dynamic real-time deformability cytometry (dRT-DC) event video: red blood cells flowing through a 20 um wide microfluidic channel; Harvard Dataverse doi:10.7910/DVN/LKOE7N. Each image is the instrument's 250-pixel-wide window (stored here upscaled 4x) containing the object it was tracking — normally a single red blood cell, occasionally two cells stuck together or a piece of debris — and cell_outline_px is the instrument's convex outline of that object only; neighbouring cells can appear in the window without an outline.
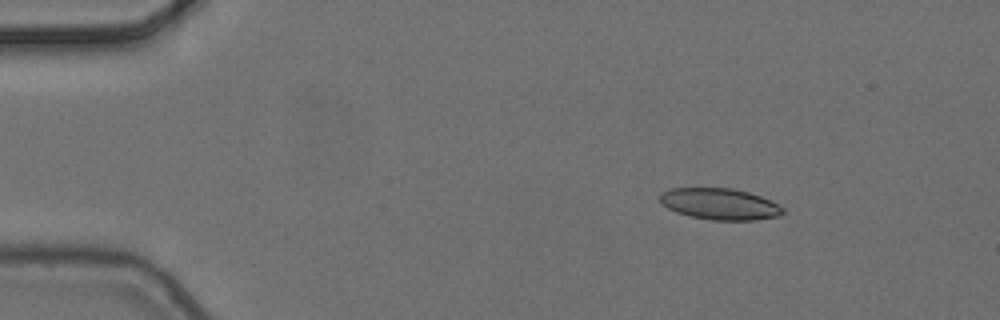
{"species": "common noctule bat (a hibernating species)", "species_latin": "Nyctalus noctula", "temperature_condition": "cold", "stored_images_in_passage": 4, "camera_frame_rate_fps": 3000, "um_per_image_px": 0.085, "animal": {"sex": "female", "body_mass_g": 24.6, "forearm_length_mm": 56.2}, "frame": {"image": 1, "passage_image": 1, "time_ms": 0.0, "image_size_px": [1000, 320], "cell_outline_px": [[784, 212], [780, 216], [756, 220], [712, 220], [688, 216], [676, 212], [660, 204], [660, 196], [664, 192], [672, 188], [732, 188], [748, 192], [760, 196], [784, 208]], "centroid_in_image_um": [61.17, 17.35], "position_along_channel_um": 23.8, "area_um2": 22.43}}